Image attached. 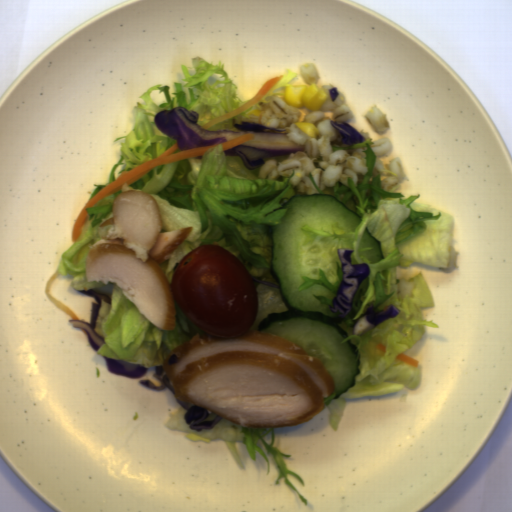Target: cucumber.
Returning <instances> with one entry per match:
<instances>
[{"label": "cucumber", "mask_w": 512, "mask_h": 512, "mask_svg": "<svg viewBox=\"0 0 512 512\" xmlns=\"http://www.w3.org/2000/svg\"><path fill=\"white\" fill-rule=\"evenodd\" d=\"M279 208H286L281 223L266 225V232L272 245L270 272L288 310L266 315L256 328L283 337L318 357L332 377L336 393L333 398L338 399L355 385L360 374L359 350L351 339L343 342L352 335L339 325L345 316L329 308L337 294L324 284L299 289L303 276L321 279L319 270L324 271L329 282H336L338 276L330 252L336 238L321 239L318 234L309 245H301V228H323L332 233L336 223L341 229L355 232L363 218L335 194L328 193L295 195Z\"/></svg>", "instance_id": "1"}, {"label": "cucumber", "mask_w": 512, "mask_h": 512, "mask_svg": "<svg viewBox=\"0 0 512 512\" xmlns=\"http://www.w3.org/2000/svg\"><path fill=\"white\" fill-rule=\"evenodd\" d=\"M358 253L364 254L371 264L378 263L385 256L381 252V240L376 239L369 231L367 226L363 231L359 242Z\"/></svg>", "instance_id": "2"}]
</instances>
